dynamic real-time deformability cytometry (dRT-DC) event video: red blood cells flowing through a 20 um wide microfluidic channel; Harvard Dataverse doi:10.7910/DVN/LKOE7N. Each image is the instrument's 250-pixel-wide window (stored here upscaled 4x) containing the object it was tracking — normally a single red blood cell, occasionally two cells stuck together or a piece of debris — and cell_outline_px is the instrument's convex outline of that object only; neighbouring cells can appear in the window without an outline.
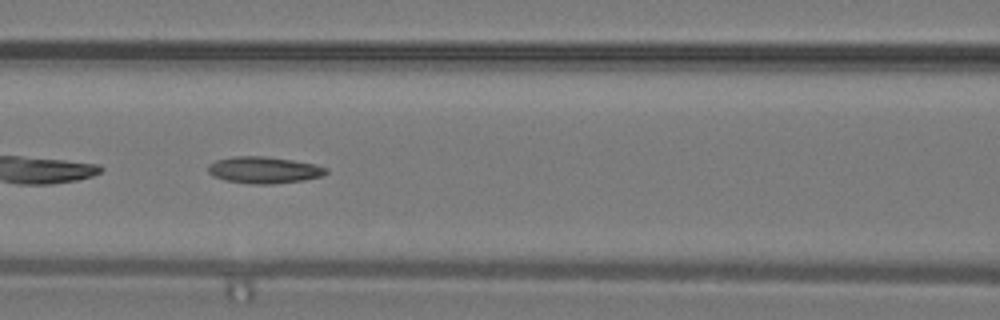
{"species": "common noctule bat (a hibernating species)", "species_latin": "Nyctalus noctula", "temperature_condition": "warm", "stored_images_in_passage": 33, "camera_frame_rate_fps": 3000, "um_per_image_px": 0.085, "animal": {"sex": "male", "body_mass_g": 19.2, "forearm_length_mm": 51.8}, "frame": {"image": 1, "passage_image": 6, "time_ms": 1.667, "image_size_px": [1000, 320], "cell_outline_px": [[328, 172], [324, 176], [304, 180], [272, 184], [252, 184], [224, 180], [212, 176], [208, 172], [208, 164], [216, 160], [232, 156], [264, 156], [292, 160], [316, 164], [328, 168]], "centroid_in_image_um": [22.44, 14.45], "position_along_channel_um": 144.2, "area_um2": 18.55}}
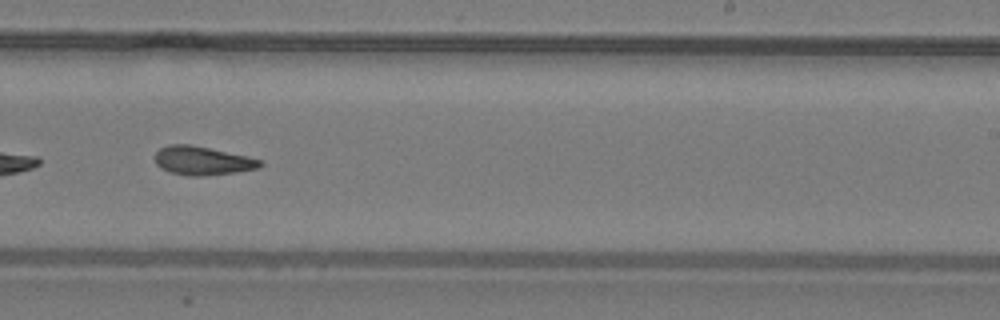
{"frame": {"image": 2, "passage_image": 15, "time_ms": 4.667, "image_size_px": [1000, 320], "cell_outline_px": [[264, 164], [256, 168], [236, 172], [204, 176], [188, 176], [168, 172], [160, 168], [156, 164], [156, 152], [160, 148], [168, 144], [192, 144], [248, 156], [260, 160]], "centroid_in_image_um": [17.18, 13.65], "position_along_channel_um": 271.8, "area_um2": 17.69}}
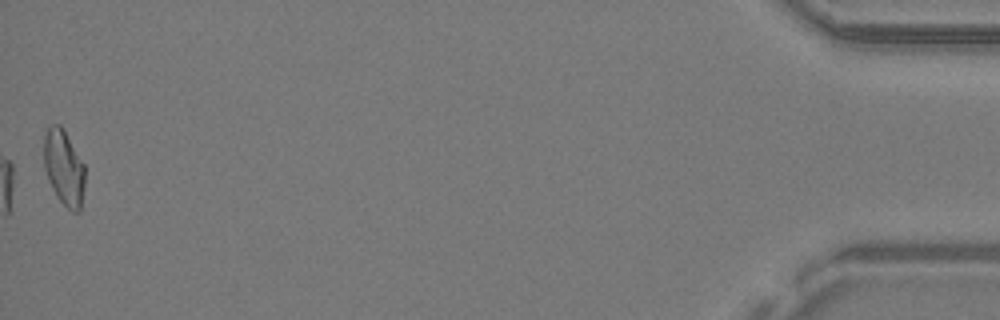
{"frame": {"image": 3, "passage_image": 33, "time_ms": 10.667, "image_size_px": [1000, 320], "cell_outline_px": [[84, 188], [80, 212], [72, 212], [56, 196], [48, 180], [44, 168], [44, 136], [48, 124], [60, 124], [64, 128], [84, 164]], "centroid_in_image_um": [5.42, 14.22], "position_along_channel_um": 429.8, "area_um2": 18.26}, "authors_computed_cell_mechanics": {"area_um2": 17.5712, "velocity_mm_per_s": 4.2746, "shape_relaxation_time_tau1_ms": null, "shape_relaxation_time_tau2_ms": 3.899, "deformation_change_tau1": null, "deformation_change_tau2": 0.1246}}